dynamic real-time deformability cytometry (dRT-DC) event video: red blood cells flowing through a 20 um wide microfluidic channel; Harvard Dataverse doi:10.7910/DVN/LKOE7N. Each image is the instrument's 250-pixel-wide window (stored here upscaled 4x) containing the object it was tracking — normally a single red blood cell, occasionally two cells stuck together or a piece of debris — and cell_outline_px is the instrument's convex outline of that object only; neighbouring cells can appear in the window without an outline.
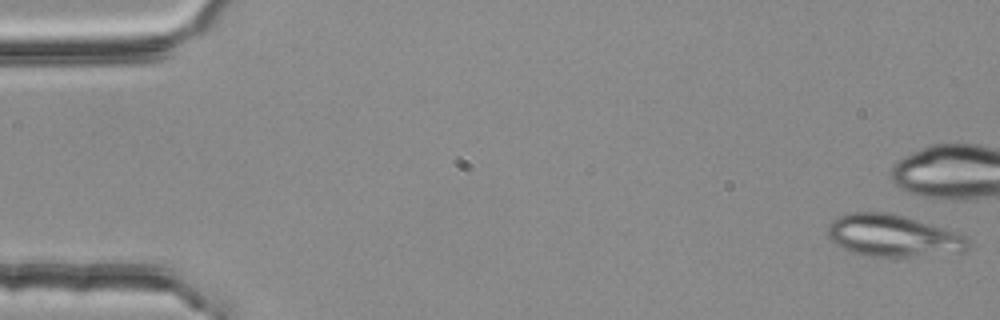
{"species": "common noctule bat (a hibernating species)", "species_latin": "Nyctalus noctula", "temperature_condition": "room temperature", "stored_images_in_passage": 5, "camera_frame_rate_fps": 3000, "um_per_image_px": 0.085, "animal": {"sex": "female", "body_mass_g": 25.1}, "frame": {"image": 1, "passage_image": 1, "time_ms": 0.0, "image_size_px": [1000, 320], "cell_outline_px": [[972, 244], [964, 252], [916, 256], [864, 256], [852, 252], [836, 244], [828, 236], [828, 224], [832, 220], [840, 216], [852, 212], [888, 212], [904, 216], [944, 228], [968, 236]], "centroid_in_image_um": [75.95, 20.04], "position_along_channel_um": 9.1, "area_um2": 34.39}}